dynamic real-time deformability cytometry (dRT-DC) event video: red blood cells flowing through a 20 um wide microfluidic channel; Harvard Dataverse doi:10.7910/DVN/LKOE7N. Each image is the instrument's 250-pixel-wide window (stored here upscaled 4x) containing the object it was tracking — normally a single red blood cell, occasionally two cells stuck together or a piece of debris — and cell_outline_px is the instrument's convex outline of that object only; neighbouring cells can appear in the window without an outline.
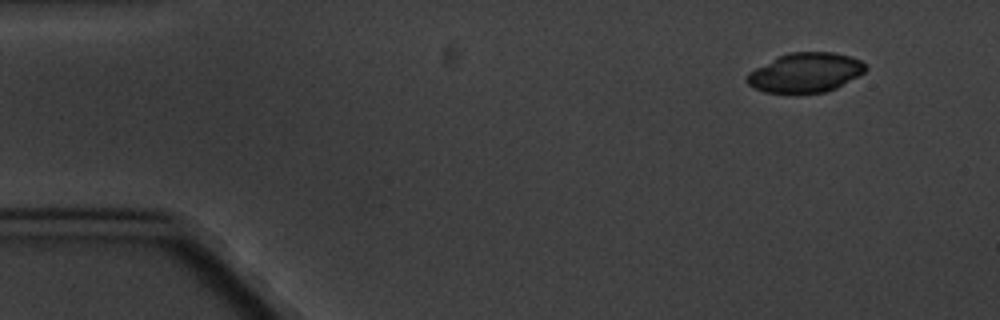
{"species": "common noctule bat (a hibernating species)", "species_latin": "Nyctalus noctula", "temperature_condition": "cold", "stored_images_in_passage": 4, "camera_frame_rate_fps": 3000, "um_per_image_px": 0.085, "animal": {"sex": "male", "body_mass_g": 20.1, "forearm_length_mm": 53.5}, "frame": {"image": 1, "passage_image": 1, "time_ms": 0.0, "image_size_px": [1000, 320], "cell_outline_px": [[868, 68], [864, 72], [836, 88], [824, 92], [796, 96], [764, 92], [752, 88], [744, 80], [748, 72], [788, 52], [832, 52], [852, 56], [860, 60]], "centroid_in_image_um": [68.42, 6.22], "position_along_channel_um": 16.6, "area_um2": 27.92}}
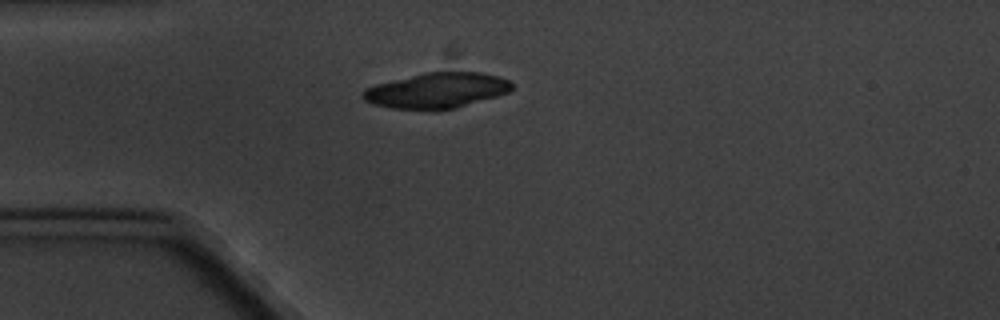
{"frame": {"image": 2, "passage_image": 4, "time_ms": 3.333, "image_size_px": [1000, 320], "cell_outline_px": [[512, 88], [508, 92], [496, 96], [456, 108], [392, 108], [376, 104], [364, 100], [360, 96], [364, 88], [376, 84], [424, 72], [480, 72], [500, 76], [508, 80], [512, 84]], "centroid_in_image_um": [37.12, 7.66], "position_along_channel_um": 47.9, "area_um2": 30.23}}